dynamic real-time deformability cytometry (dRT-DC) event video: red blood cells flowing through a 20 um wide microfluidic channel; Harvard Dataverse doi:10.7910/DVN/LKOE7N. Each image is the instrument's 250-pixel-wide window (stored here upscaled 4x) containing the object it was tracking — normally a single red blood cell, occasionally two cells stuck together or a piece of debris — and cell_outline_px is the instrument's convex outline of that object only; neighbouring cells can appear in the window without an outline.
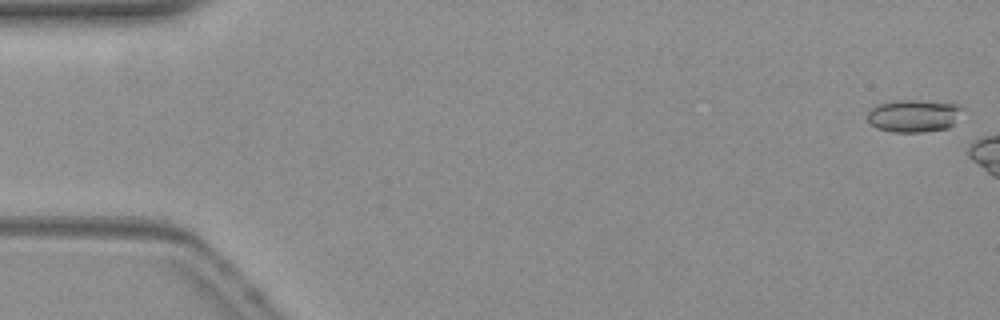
{"species": "common noctule bat (a hibernating species)", "species_latin": "Nyctalus noctula", "temperature_condition": "warm", "stored_images_in_passage": 6, "camera_frame_rate_fps": 3000, "um_per_image_px": 0.085, "animal": {"sex": "female", "body_mass_g": 19.3, "forearm_length_mm": 54.1}, "frame": {"image": 1, "passage_image": 1, "time_ms": 0.0, "image_size_px": [1000, 320], "cell_outline_px": [[968, 108], [948, 128], [920, 132], [892, 132], [876, 128], [868, 120], [868, 112], [872, 108], [880, 104], [896, 100], [920, 100], [960, 104]], "centroid_in_image_um": [77.75, 9.83], "position_along_channel_um": 7.3, "area_um2": 18.21}}